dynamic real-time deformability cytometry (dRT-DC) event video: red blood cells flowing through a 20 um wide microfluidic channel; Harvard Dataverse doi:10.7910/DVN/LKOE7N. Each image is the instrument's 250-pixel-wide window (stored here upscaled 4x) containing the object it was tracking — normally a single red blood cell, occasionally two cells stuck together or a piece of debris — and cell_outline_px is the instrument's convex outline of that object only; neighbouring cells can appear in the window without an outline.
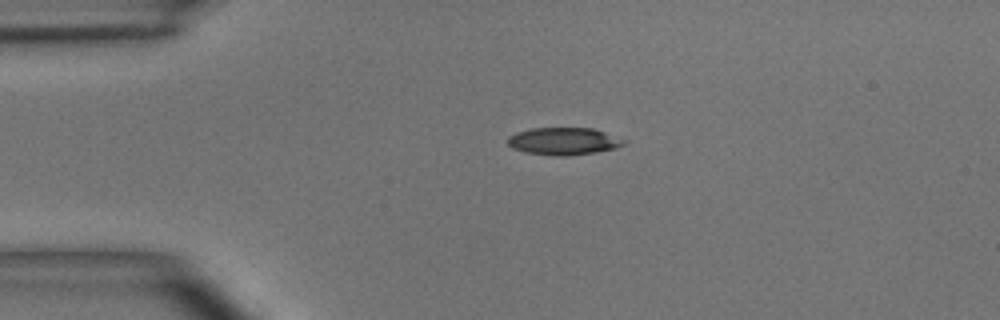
{"species": "common noctule bat (a hibernating species)", "species_latin": "Nyctalus noctula", "temperature_condition": "room temperature", "stored_images_in_passage": 1, "camera_frame_rate_fps": 3000, "um_per_image_px": 0.085, "animal": {"sex": "male", "body_mass_g": 15.6}, "frame": {"image": 1, "passage_image": 1, "time_ms": 0.0, "image_size_px": [1000, 320], "cell_outline_px": [[628, 140], [624, 144], [616, 148], [596, 152], [568, 156], [556, 156], [524, 152], [512, 148], [508, 144], [508, 136], [516, 132], [532, 128], [592, 128]], "centroid_in_image_um": [47.91, 12.0], "position_along_channel_um": 37.1, "area_um2": 18.61}}